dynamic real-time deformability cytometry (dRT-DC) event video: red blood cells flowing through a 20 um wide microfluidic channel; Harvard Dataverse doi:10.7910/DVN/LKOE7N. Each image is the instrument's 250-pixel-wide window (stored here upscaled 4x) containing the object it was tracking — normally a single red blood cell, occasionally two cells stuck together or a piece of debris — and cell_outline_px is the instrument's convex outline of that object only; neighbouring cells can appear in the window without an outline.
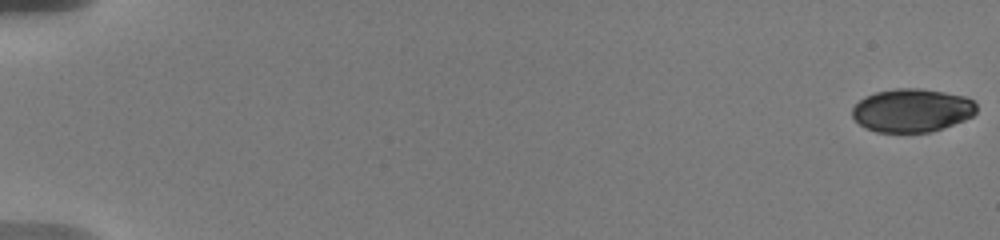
{"species": "human", "species_latin": "Homo sapiens", "temperature_condition": "warm", "stored_images_in_passage": 15, "camera_frame_rate_fps": 3000, "um_per_image_px": 0.085, "donor": {"sex": "male"}, "frame": {"image": 1, "passage_image": 1, "time_ms": 0.0, "image_size_px": [1000, 240], "cell_outline_px": [[976, 112], [972, 116], [964, 120], [932, 132], [876, 132], [860, 124], [852, 116], [852, 108], [864, 96], [876, 92], [896, 88], [920, 88], [968, 96], [976, 104]], "centroid_in_image_um": [77.53, 9.37], "position_along_channel_um": 7.5, "area_um2": 31.44}}
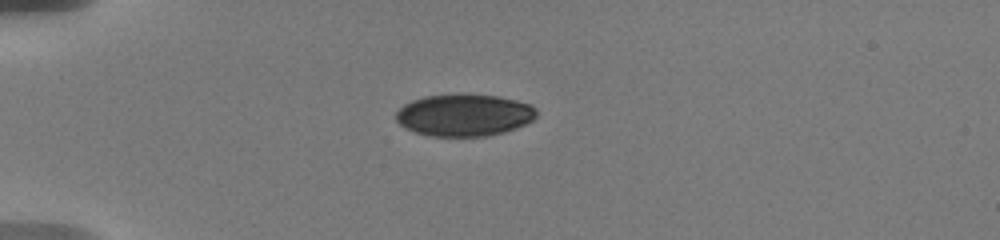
{"frame": {"image": 2, "passage_image": 11, "time_ms": 5.333, "image_size_px": [1000, 240], "cell_outline_px": [[536, 116], [532, 120], [516, 128], [504, 132], [488, 136], [428, 136], [404, 128], [396, 120], [396, 112], [404, 104], [412, 100], [424, 96], [460, 92], [500, 96], [516, 100], [528, 104], [536, 108]], "centroid_in_image_um": [39.43, 9.76], "position_along_channel_um": 45.6, "area_um2": 34.97}}
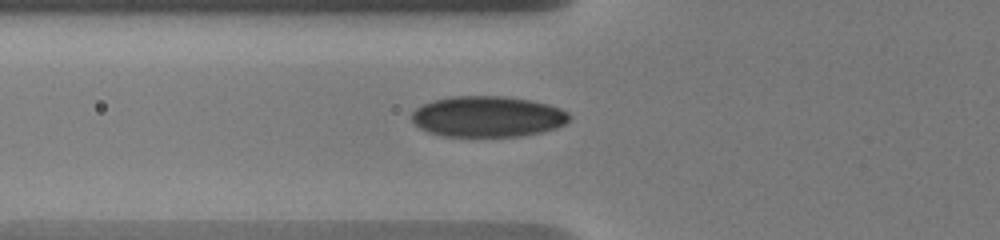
{"frame": {"image": 3, "passage_image": 15, "time_ms": 7.333, "image_size_px": [1000, 240], "cell_outline_px": [[572, 116], [564, 124], [556, 128], [544, 132], [524, 136], [444, 136], [428, 132], [420, 128], [412, 120], [412, 112], [420, 104], [432, 100], [452, 96], [504, 96], [532, 100], [548, 104], [560, 108], [568, 112]], "centroid_in_image_um": [41.46, 9.9], "position_along_channel_um": 84.3, "area_um2": 37.86}}